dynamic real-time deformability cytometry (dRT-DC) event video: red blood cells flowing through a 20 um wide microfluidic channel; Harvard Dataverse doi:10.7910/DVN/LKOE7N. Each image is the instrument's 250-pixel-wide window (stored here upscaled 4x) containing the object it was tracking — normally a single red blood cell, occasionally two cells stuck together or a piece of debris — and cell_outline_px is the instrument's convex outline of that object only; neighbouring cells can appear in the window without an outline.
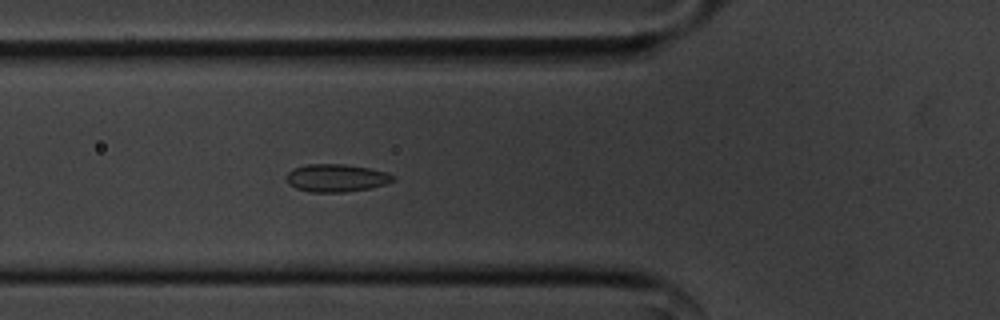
{"species": "common noctule bat (a hibernating species)", "species_latin": "Nyctalus noctula", "temperature_condition": "cold", "stored_images_in_passage": 46, "camera_frame_rate_fps": 3000, "um_per_image_px": 0.085, "animal": {"sex": "male", "body_mass_g": 20.1, "forearm_length_mm": 53.5}, "frame": {"image": 1, "passage_image": 10, "time_ms": 3.0, "image_size_px": [1000, 320], "cell_outline_px": [[396, 180], [372, 188], [344, 192], [312, 192], [296, 188], [288, 184], [284, 176], [292, 168], [304, 164], [344, 164], [368, 168], [388, 172], [396, 176]], "centroid_in_image_um": [28.57, 15.12], "position_along_channel_um": 97.2, "area_um2": 17.51}}
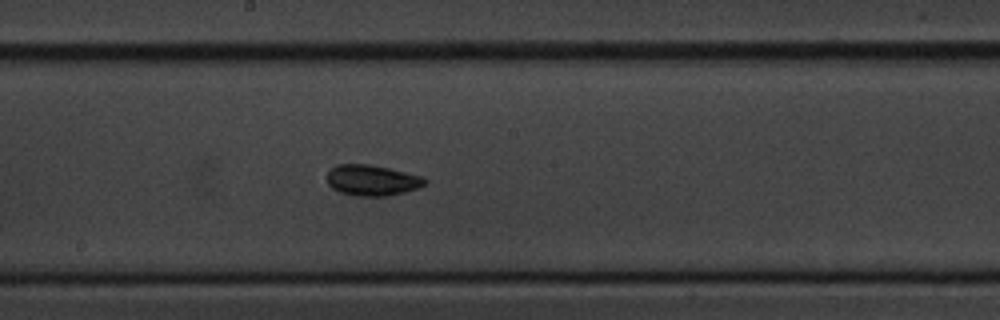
{"frame": {"image": 2, "passage_image": 20, "time_ms": 6.333, "image_size_px": [1000, 320], "cell_outline_px": [[428, 180], [424, 184], [416, 188], [404, 192], [384, 196], [356, 196], [340, 192], [332, 188], [328, 184], [328, 172], [336, 164], [368, 164], [388, 168], [424, 176]], "centroid_in_image_um": [31.62, 15.32], "position_along_channel_um": 216.6, "area_um2": 17.46}}
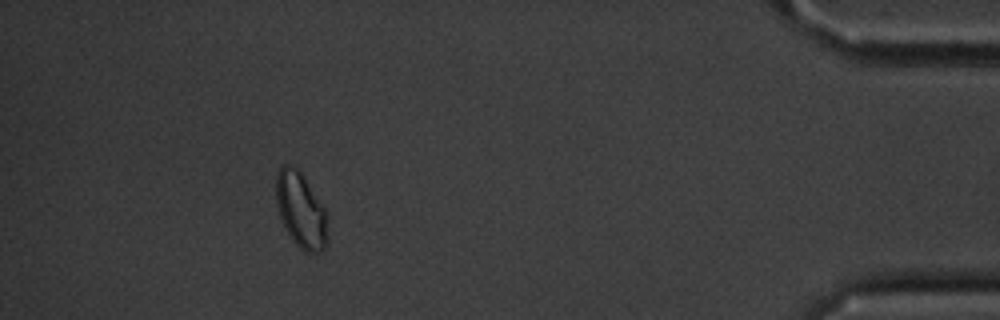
{"frame": {"image": 3, "passage_image": 41, "time_ms": 13.333, "image_size_px": [1000, 320], "cell_outline_px": [[328, 244], [320, 252], [304, 252], [292, 240], [280, 216], [276, 204], [276, 172], [284, 164], [288, 164], [296, 168], [300, 172], [324, 208], [328, 240]], "centroid_in_image_um": [25.56, 17.88], "position_along_channel_um": 409.6, "area_um2": 22.25}, "authors_computed_cell_mechanics": {"area_um2": 17.4556, "velocity_mm_per_s": 3.5652, "shape_relaxation_time_tau1_ms": 5.4277, "shape_relaxation_time_tau2_ms": 2.945, "deformation_change_tau1": 0.0635, "deformation_change_tau2": 0.0636}}